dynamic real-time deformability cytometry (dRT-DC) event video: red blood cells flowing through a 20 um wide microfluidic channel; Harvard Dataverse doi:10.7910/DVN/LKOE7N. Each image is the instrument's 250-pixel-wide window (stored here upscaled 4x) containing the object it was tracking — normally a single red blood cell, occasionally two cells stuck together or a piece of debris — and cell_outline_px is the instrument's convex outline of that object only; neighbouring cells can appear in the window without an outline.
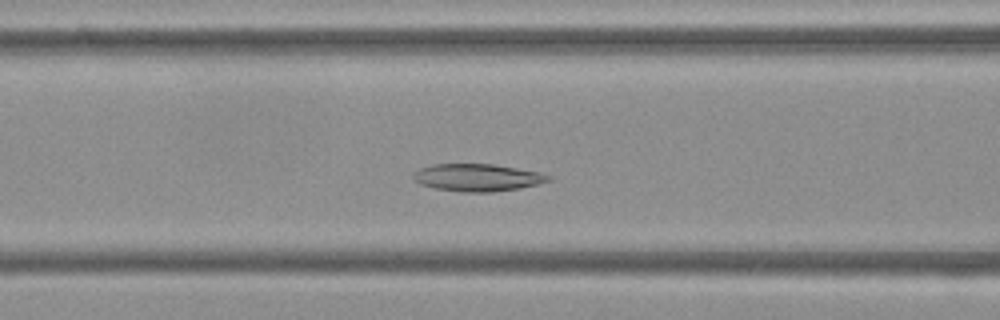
{"species": "Egyptian fruit bat (a non-hibernating species)", "species_latin": "Rousettus aegyptiacus", "temperature_condition": "cold", "stored_images_in_passage": 40, "camera_frame_rate_fps": 3000, "um_per_image_px": 0.085, "frame": {"image": 1, "passage_image": 8, "time_ms": 2.333, "image_size_px": [1000, 320], "cell_outline_px": [[552, 180], [520, 188], [492, 192], [460, 192], [436, 188], [420, 184], [412, 176], [420, 168], [432, 164], [492, 164], [540, 172], [552, 176]], "centroid_in_image_um": [40.6, 15.09], "position_along_channel_um": 126.0, "area_um2": 21.44}}
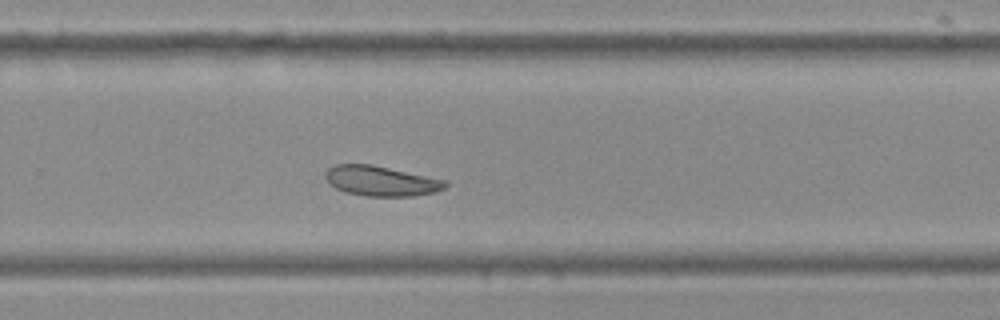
{"frame": {"image": 2, "passage_image": 22, "time_ms": 7.0, "image_size_px": [1000, 320], "cell_outline_px": [[448, 184], [444, 188], [436, 192], [412, 196], [364, 196], [344, 192], [336, 188], [324, 176], [324, 172], [328, 168], [336, 164], [372, 164], [448, 180]], "centroid_in_image_um": [32.41, 15.38], "position_along_channel_um": 297.4, "area_um2": 21.15}}
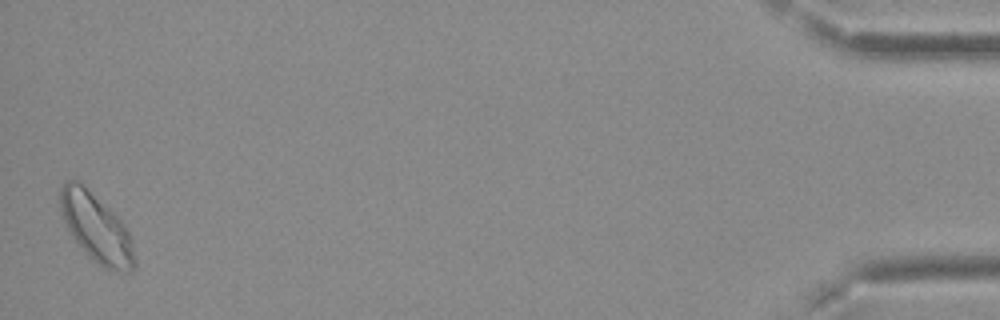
{"frame": {"image": 3, "passage_image": 40, "time_ms": 13.0, "image_size_px": [1000, 320], "cell_outline_px": [[136, 264], [132, 272], [120, 272], [104, 268], [92, 260], [84, 252], [72, 236], [60, 212], [60, 188], [64, 180], [76, 180], [112, 212], [120, 220], [128, 232], [132, 240]], "centroid_in_image_um": [8.19, 19.43], "position_along_channel_um": 427.0, "area_um2": 29.25}}